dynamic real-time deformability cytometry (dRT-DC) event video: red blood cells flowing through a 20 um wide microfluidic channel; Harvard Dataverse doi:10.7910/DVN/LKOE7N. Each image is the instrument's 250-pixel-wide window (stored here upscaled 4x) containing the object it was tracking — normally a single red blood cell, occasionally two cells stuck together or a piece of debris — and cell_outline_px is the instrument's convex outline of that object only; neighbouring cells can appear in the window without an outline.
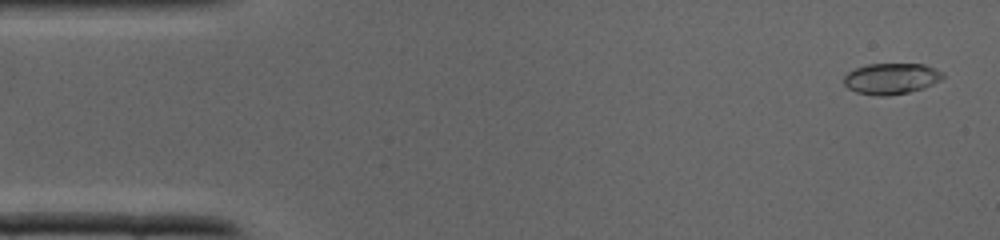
{"species": "common noctule bat (a hibernating species)", "species_latin": "Nyctalus noctula", "temperature_condition": "cold", "stored_images_in_passage": 38, "camera_frame_rate_fps": 3000, "um_per_image_px": 0.085, "animal": {"sex": "male", "body_mass_g": 19.0, "forearm_length_mm": 50.8}, "frame": {"image": 1, "passage_image": 2, "time_ms": 0.333, "image_size_px": [1000, 240], "cell_outline_px": [[944, 76], [940, 80], [932, 84], [908, 92], [888, 96], [880, 96], [856, 92], [848, 88], [844, 84], [844, 76], [848, 72], [856, 68], [868, 64], [924, 64], [944, 72]], "centroid_in_image_um": [75.74, 6.67], "position_along_channel_um": 9.3, "area_um2": 17.74}}
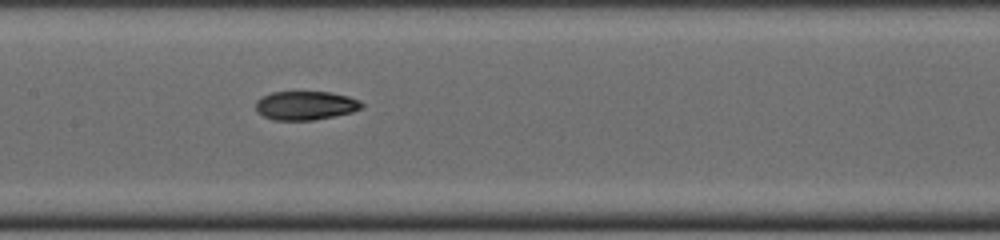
{"frame": {"image": 2, "passage_image": 18, "time_ms": 5.667, "image_size_px": [1000, 240], "cell_outline_px": [[364, 108], [352, 112], [312, 120], [272, 120], [264, 116], [256, 108], [256, 100], [272, 92], [332, 92], [348, 96], [360, 100], [364, 104]], "centroid_in_image_um": [26.01, 8.96], "position_along_channel_um": 181.4, "area_um2": 17.74}}
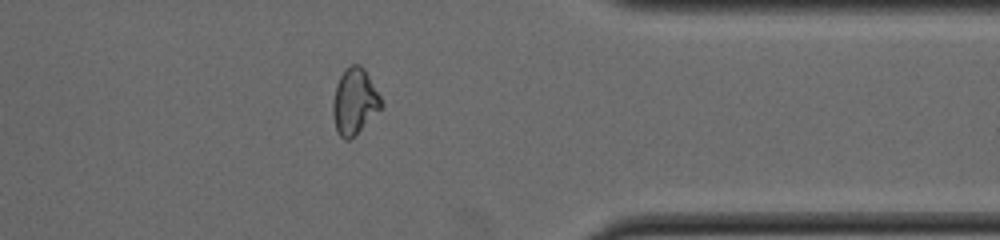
{"frame": {"image": 3, "passage_image": 30, "time_ms": 9.667, "image_size_px": [1000, 240], "cell_outline_px": [[384, 104], [348, 140], [344, 140], [336, 132], [332, 112], [332, 100], [336, 84], [344, 68], [352, 64], [360, 64], [364, 68], [380, 96]], "centroid_in_image_um": [30.09, 8.58], "position_along_channel_um": 381.3, "area_um2": 18.32}}